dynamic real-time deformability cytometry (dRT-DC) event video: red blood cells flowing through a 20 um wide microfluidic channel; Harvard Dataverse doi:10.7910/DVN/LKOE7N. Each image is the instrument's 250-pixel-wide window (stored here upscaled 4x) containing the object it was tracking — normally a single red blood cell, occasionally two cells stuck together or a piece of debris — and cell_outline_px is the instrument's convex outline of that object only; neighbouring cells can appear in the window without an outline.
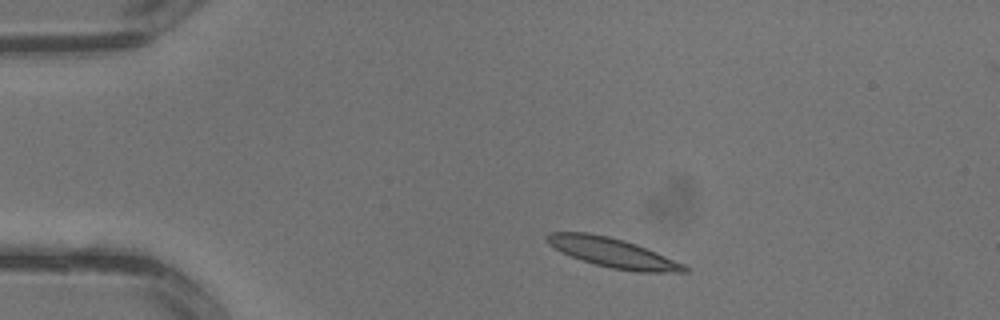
{"species": "common noctule bat (a hibernating species)", "species_latin": "Nyctalus noctula", "temperature_condition": "warm", "stored_images_in_passage": 2, "camera_frame_rate_fps": 3000, "um_per_image_px": 0.085, "animal": {"sex": "male", "body_mass_g": 13.3}, "frame": {"image": 1, "passage_image": 1, "time_ms": 0.0, "image_size_px": [1000, 320], "cell_outline_px": [[688, 272], [636, 272], [612, 268], [596, 264], [572, 256], [548, 244], [544, 236], [548, 232], [588, 232], [608, 236], [624, 240], [636, 244], [656, 252], [684, 264], [688, 268]], "centroid_in_image_um": [52.09, 21.47], "position_along_channel_um": 32.9, "area_um2": 23.29}}
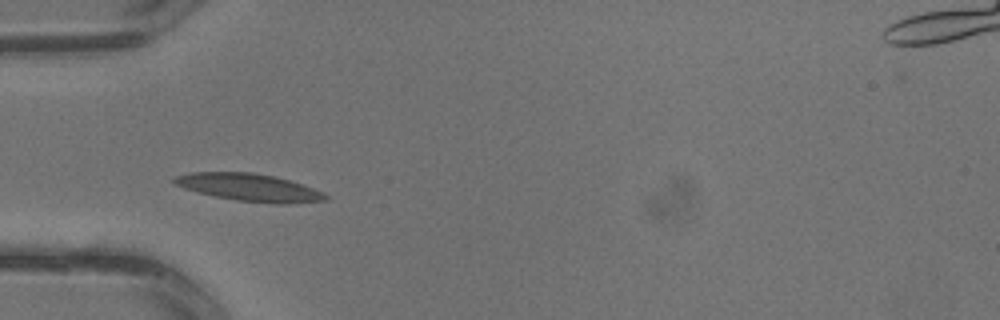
{"frame": {"image": 2, "passage_image": 2, "time_ms": 0.333, "image_size_px": [1000, 320], "cell_outline_px": [[328, 200], [288, 204], [276, 204], [236, 200], [216, 196], [184, 188], [176, 184], [172, 180], [176, 176], [192, 172], [252, 172], [272, 176], [288, 180], [324, 192], [328, 196]], "centroid_in_image_um": [21.22, 15.94], "position_along_channel_um": 63.8, "area_um2": 23.93}}